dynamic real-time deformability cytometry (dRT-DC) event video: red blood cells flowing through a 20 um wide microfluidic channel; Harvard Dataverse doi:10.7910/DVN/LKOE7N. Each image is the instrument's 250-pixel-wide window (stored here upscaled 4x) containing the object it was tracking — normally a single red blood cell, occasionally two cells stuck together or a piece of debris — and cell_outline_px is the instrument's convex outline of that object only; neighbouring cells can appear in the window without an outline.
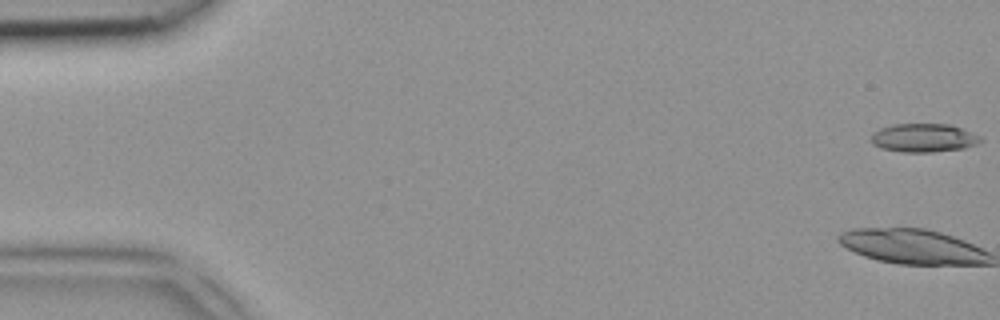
{"species": "common noctule bat (a hibernating species)", "species_latin": "Nyctalus noctula", "temperature_condition": "room temperature", "stored_images_in_passage": 4, "camera_frame_rate_fps": 3000, "um_per_image_px": 0.085, "animal": {"sex": "female", "body_mass_g": 18.4}, "frame": {"image": 1, "passage_image": 1, "time_ms": 0.0, "image_size_px": [1000, 320], "cell_outline_px": [[984, 140], [976, 144], [964, 148], [932, 152], [904, 152], [880, 148], [872, 144], [872, 132], [880, 128], [892, 124], [952, 124], [964, 128], [980, 136]], "centroid_in_image_um": [78.53, 11.71], "position_along_channel_um": 6.5, "area_um2": 18.38}}